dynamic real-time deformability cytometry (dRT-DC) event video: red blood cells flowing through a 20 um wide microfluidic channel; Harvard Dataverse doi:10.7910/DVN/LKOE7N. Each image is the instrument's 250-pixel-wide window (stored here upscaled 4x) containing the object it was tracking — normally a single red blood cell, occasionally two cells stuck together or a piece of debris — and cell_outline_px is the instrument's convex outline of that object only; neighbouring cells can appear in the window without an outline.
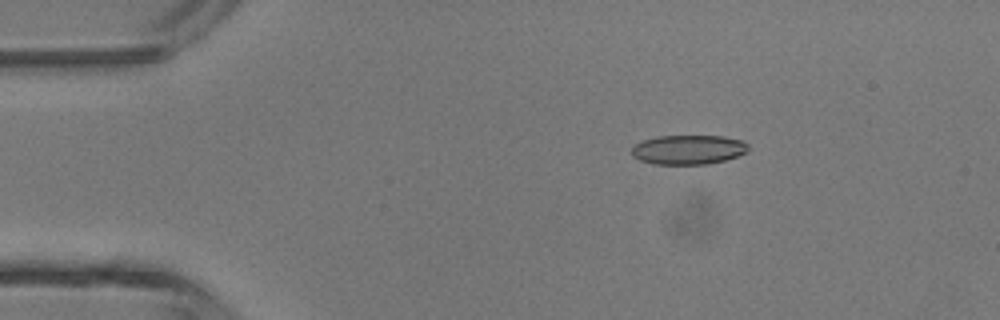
{"species": "common noctule bat (a hibernating species)", "species_latin": "Nyctalus noctula", "temperature_condition": "room temperature", "stored_images_in_passage": 6, "camera_frame_rate_fps": 3000, "um_per_image_px": 0.085, "animal": {"sex": "male", "body_mass_g": 13.3}, "frame": {"image": 1, "passage_image": 3, "time_ms": 0.667, "image_size_px": [1000, 320], "cell_outline_px": [[748, 152], [724, 160], [708, 164], [652, 164], [640, 160], [632, 156], [632, 148], [636, 144], [644, 140], [656, 136], [724, 136], [744, 140], [748, 144]], "centroid_in_image_um": [58.53, 12.72], "position_along_channel_um": 26.5, "area_um2": 20.06}}
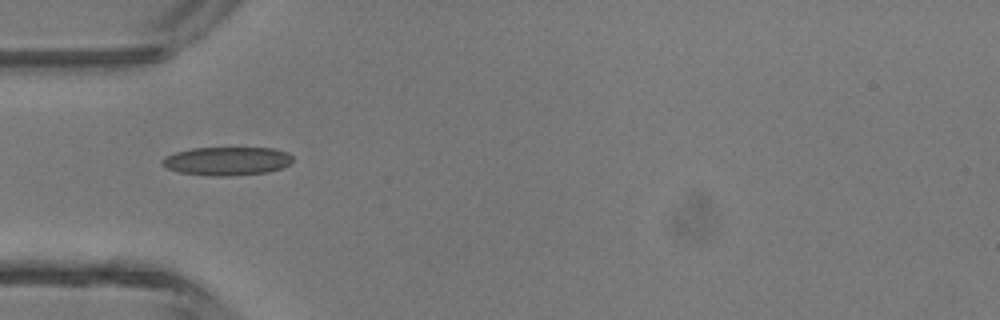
{"frame": {"image": 2, "passage_image": 5, "time_ms": 1.333, "image_size_px": [1000, 320], "cell_outline_px": [[292, 160], [284, 168], [268, 172], [232, 176], [212, 176], [180, 172], [168, 168], [160, 164], [160, 160], [164, 156], [176, 152], [192, 148], [276, 148], [288, 152], [292, 156]], "centroid_in_image_um": [19.3, 13.69], "position_along_channel_um": 65.7, "area_um2": 21.85}}
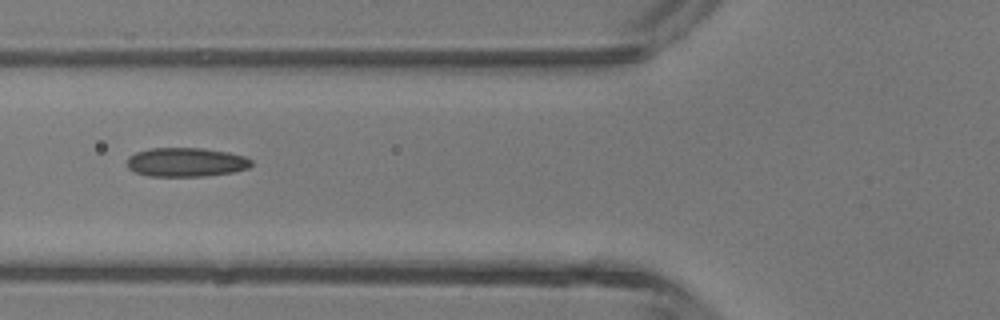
{"frame": {"image": 3, "passage_image": 6, "time_ms": 1.667, "image_size_px": [1000, 320], "cell_outline_px": [[252, 164], [248, 168], [232, 172], [204, 176], [148, 176], [136, 172], [128, 168], [128, 156], [136, 152], [148, 148], [204, 148], [228, 152], [244, 156], [252, 160]], "centroid_in_image_um": [15.81, 13.78], "position_along_channel_um": 110.0, "area_um2": 21.04}}